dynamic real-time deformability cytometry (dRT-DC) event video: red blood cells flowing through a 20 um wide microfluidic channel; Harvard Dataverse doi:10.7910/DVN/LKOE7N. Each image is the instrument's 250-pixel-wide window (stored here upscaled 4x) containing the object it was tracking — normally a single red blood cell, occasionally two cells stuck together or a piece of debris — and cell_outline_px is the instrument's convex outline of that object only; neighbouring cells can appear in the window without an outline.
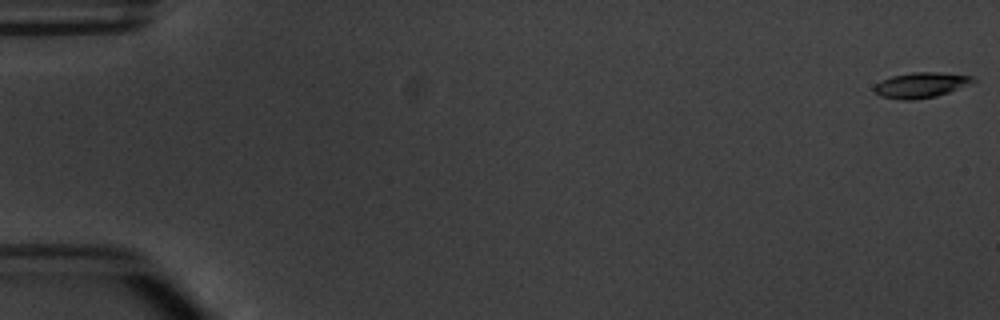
{"species": "common noctule bat (a hibernating species)", "species_latin": "Nyctalus noctula", "temperature_condition": "warm", "stored_images_in_passage": 6, "camera_frame_rate_fps": 3000, "um_per_image_px": 0.085, "animal": {"sex": "male", "body_mass_g": 20.1, "forearm_length_mm": 53.5}, "frame": {"image": 1, "passage_image": 1, "time_ms": 0.0, "image_size_px": [1000, 320], "cell_outline_px": [[976, 80], [972, 84], [936, 96], [916, 100], [900, 100], [880, 96], [872, 88], [876, 84], [892, 76], [912, 72], [940, 72], [976, 76]], "centroid_in_image_um": [78.33, 7.23], "position_along_channel_um": 6.7, "area_um2": 14.74}}
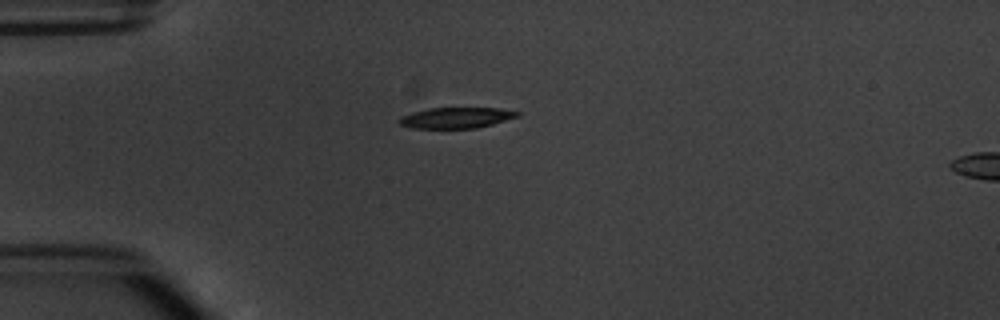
{"frame": {"image": 2, "passage_image": 5, "time_ms": 4.667, "image_size_px": [1000, 320], "cell_outline_px": [[520, 116], [492, 124], [476, 128], [412, 128], [400, 124], [400, 116], [412, 112], [428, 108], [500, 108], [520, 112]], "centroid_in_image_um": [38.79, 10.0], "position_along_channel_um": 46.2, "area_um2": 14.28}}